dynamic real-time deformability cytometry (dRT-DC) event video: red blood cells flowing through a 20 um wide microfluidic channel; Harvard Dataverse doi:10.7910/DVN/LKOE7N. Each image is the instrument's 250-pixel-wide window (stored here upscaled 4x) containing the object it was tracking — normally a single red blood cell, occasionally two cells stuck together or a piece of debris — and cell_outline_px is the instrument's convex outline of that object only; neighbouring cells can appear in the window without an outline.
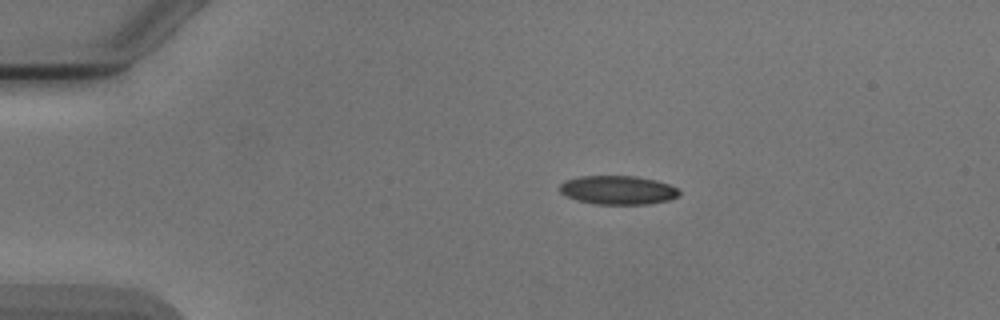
{"species": "Egyptian fruit bat (a non-hibernating species)", "species_latin": "Rousettus aegyptiacus", "temperature_condition": "cold", "stored_images_in_passage": 4, "camera_frame_rate_fps": 3000, "um_per_image_px": 0.085, "animal": {"sex": "male"}, "frame": {"image": 1, "passage_image": 3, "time_ms": 2.333, "image_size_px": [1000, 320], "cell_outline_px": [[680, 196], [668, 200], [648, 204], [592, 204], [576, 200], [560, 192], [560, 184], [564, 180], [580, 176], [636, 176], [656, 180], [668, 184], [676, 188], [680, 192]], "centroid_in_image_um": [52.51, 16.15], "position_along_channel_um": 32.5, "area_um2": 20.11}}